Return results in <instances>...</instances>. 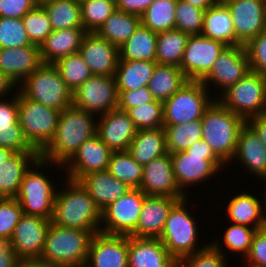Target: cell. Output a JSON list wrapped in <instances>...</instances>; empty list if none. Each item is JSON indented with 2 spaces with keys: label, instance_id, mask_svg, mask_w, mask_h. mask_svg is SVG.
Masks as SVG:
<instances>
[{
  "label": "cell",
  "instance_id": "1",
  "mask_svg": "<svg viewBox=\"0 0 266 267\" xmlns=\"http://www.w3.org/2000/svg\"><path fill=\"white\" fill-rule=\"evenodd\" d=\"M97 116L70 106L60 112L55 134L40 152V157L54 163L61 172L79 147L97 133ZM61 170V171H60Z\"/></svg>",
  "mask_w": 266,
  "mask_h": 267
},
{
  "label": "cell",
  "instance_id": "2",
  "mask_svg": "<svg viewBox=\"0 0 266 267\" xmlns=\"http://www.w3.org/2000/svg\"><path fill=\"white\" fill-rule=\"evenodd\" d=\"M64 181L61 189L57 187L51 222L64 228L100 232L101 210L93 198L79 181Z\"/></svg>",
  "mask_w": 266,
  "mask_h": 267
},
{
  "label": "cell",
  "instance_id": "3",
  "mask_svg": "<svg viewBox=\"0 0 266 267\" xmlns=\"http://www.w3.org/2000/svg\"><path fill=\"white\" fill-rule=\"evenodd\" d=\"M95 233L98 231L64 228L51 222L38 260L54 267H85Z\"/></svg>",
  "mask_w": 266,
  "mask_h": 267
},
{
  "label": "cell",
  "instance_id": "4",
  "mask_svg": "<svg viewBox=\"0 0 266 267\" xmlns=\"http://www.w3.org/2000/svg\"><path fill=\"white\" fill-rule=\"evenodd\" d=\"M170 154L176 182L188 197L189 192L185 188L203 184L217 174H221L222 169L227 168V165L202 138L186 151Z\"/></svg>",
  "mask_w": 266,
  "mask_h": 267
},
{
  "label": "cell",
  "instance_id": "5",
  "mask_svg": "<svg viewBox=\"0 0 266 267\" xmlns=\"http://www.w3.org/2000/svg\"><path fill=\"white\" fill-rule=\"evenodd\" d=\"M202 139L229 167L240 131L246 120L224 107L217 99L205 110L201 119Z\"/></svg>",
  "mask_w": 266,
  "mask_h": 267
},
{
  "label": "cell",
  "instance_id": "6",
  "mask_svg": "<svg viewBox=\"0 0 266 267\" xmlns=\"http://www.w3.org/2000/svg\"><path fill=\"white\" fill-rule=\"evenodd\" d=\"M188 199V196L179 199L172 206L164 229L159 237L165 248L177 262L189 255H193L195 252L203 250L210 244H197L200 242L198 239H201L199 237L200 232L196 218L193 217V211L191 210V214L188 208Z\"/></svg>",
  "mask_w": 266,
  "mask_h": 267
},
{
  "label": "cell",
  "instance_id": "7",
  "mask_svg": "<svg viewBox=\"0 0 266 267\" xmlns=\"http://www.w3.org/2000/svg\"><path fill=\"white\" fill-rule=\"evenodd\" d=\"M53 164L39 157L24 175L16 196L24 214L52 219L58 184L43 169H50Z\"/></svg>",
  "mask_w": 266,
  "mask_h": 267
},
{
  "label": "cell",
  "instance_id": "8",
  "mask_svg": "<svg viewBox=\"0 0 266 267\" xmlns=\"http://www.w3.org/2000/svg\"><path fill=\"white\" fill-rule=\"evenodd\" d=\"M17 89L27 98L62 111L73 103V92L54 64H42Z\"/></svg>",
  "mask_w": 266,
  "mask_h": 267
},
{
  "label": "cell",
  "instance_id": "9",
  "mask_svg": "<svg viewBox=\"0 0 266 267\" xmlns=\"http://www.w3.org/2000/svg\"><path fill=\"white\" fill-rule=\"evenodd\" d=\"M215 99L246 121L266 114V77L250 70Z\"/></svg>",
  "mask_w": 266,
  "mask_h": 267
},
{
  "label": "cell",
  "instance_id": "10",
  "mask_svg": "<svg viewBox=\"0 0 266 267\" xmlns=\"http://www.w3.org/2000/svg\"><path fill=\"white\" fill-rule=\"evenodd\" d=\"M212 96L201 81L188 80L173 96L163 102L164 126L202 119L205 110L215 100Z\"/></svg>",
  "mask_w": 266,
  "mask_h": 267
},
{
  "label": "cell",
  "instance_id": "11",
  "mask_svg": "<svg viewBox=\"0 0 266 267\" xmlns=\"http://www.w3.org/2000/svg\"><path fill=\"white\" fill-rule=\"evenodd\" d=\"M61 111L25 97L18 90V115L23 135L39 153L53 138Z\"/></svg>",
  "mask_w": 266,
  "mask_h": 267
},
{
  "label": "cell",
  "instance_id": "12",
  "mask_svg": "<svg viewBox=\"0 0 266 267\" xmlns=\"http://www.w3.org/2000/svg\"><path fill=\"white\" fill-rule=\"evenodd\" d=\"M146 196L140 188H131L109 204L101 211L100 232L136 237V227Z\"/></svg>",
  "mask_w": 266,
  "mask_h": 267
},
{
  "label": "cell",
  "instance_id": "13",
  "mask_svg": "<svg viewBox=\"0 0 266 267\" xmlns=\"http://www.w3.org/2000/svg\"><path fill=\"white\" fill-rule=\"evenodd\" d=\"M115 76L93 75L73 92L72 105L97 117L118 108Z\"/></svg>",
  "mask_w": 266,
  "mask_h": 267
},
{
  "label": "cell",
  "instance_id": "14",
  "mask_svg": "<svg viewBox=\"0 0 266 267\" xmlns=\"http://www.w3.org/2000/svg\"><path fill=\"white\" fill-rule=\"evenodd\" d=\"M250 71L248 55L244 45L227 46L217 57L210 72L201 80L210 91H219L218 96L229 86L236 84ZM213 84V85H212ZM210 85V86H209ZM213 88H211L212 86Z\"/></svg>",
  "mask_w": 266,
  "mask_h": 267
},
{
  "label": "cell",
  "instance_id": "15",
  "mask_svg": "<svg viewBox=\"0 0 266 267\" xmlns=\"http://www.w3.org/2000/svg\"><path fill=\"white\" fill-rule=\"evenodd\" d=\"M227 46L202 34L190 35L180 69L187 80L201 81Z\"/></svg>",
  "mask_w": 266,
  "mask_h": 267
},
{
  "label": "cell",
  "instance_id": "16",
  "mask_svg": "<svg viewBox=\"0 0 266 267\" xmlns=\"http://www.w3.org/2000/svg\"><path fill=\"white\" fill-rule=\"evenodd\" d=\"M230 10L235 46L245 45L266 30V0H222Z\"/></svg>",
  "mask_w": 266,
  "mask_h": 267
},
{
  "label": "cell",
  "instance_id": "17",
  "mask_svg": "<svg viewBox=\"0 0 266 267\" xmlns=\"http://www.w3.org/2000/svg\"><path fill=\"white\" fill-rule=\"evenodd\" d=\"M51 220L23 214L16 225L11 242L20 260H38L42 254Z\"/></svg>",
  "mask_w": 266,
  "mask_h": 267
},
{
  "label": "cell",
  "instance_id": "18",
  "mask_svg": "<svg viewBox=\"0 0 266 267\" xmlns=\"http://www.w3.org/2000/svg\"><path fill=\"white\" fill-rule=\"evenodd\" d=\"M112 151L97 135L86 140L63 166L68 179L79 181L83 176L108 169Z\"/></svg>",
  "mask_w": 266,
  "mask_h": 267
},
{
  "label": "cell",
  "instance_id": "19",
  "mask_svg": "<svg viewBox=\"0 0 266 267\" xmlns=\"http://www.w3.org/2000/svg\"><path fill=\"white\" fill-rule=\"evenodd\" d=\"M140 189L147 196H166L179 199L187 197L176 182L169 152L154 158L143 166Z\"/></svg>",
  "mask_w": 266,
  "mask_h": 267
},
{
  "label": "cell",
  "instance_id": "20",
  "mask_svg": "<svg viewBox=\"0 0 266 267\" xmlns=\"http://www.w3.org/2000/svg\"><path fill=\"white\" fill-rule=\"evenodd\" d=\"M79 54L93 75H115L120 59L119 47L100 37L96 32H87L84 35Z\"/></svg>",
  "mask_w": 266,
  "mask_h": 267
},
{
  "label": "cell",
  "instance_id": "21",
  "mask_svg": "<svg viewBox=\"0 0 266 267\" xmlns=\"http://www.w3.org/2000/svg\"><path fill=\"white\" fill-rule=\"evenodd\" d=\"M85 267H128V236L95 233Z\"/></svg>",
  "mask_w": 266,
  "mask_h": 267
},
{
  "label": "cell",
  "instance_id": "22",
  "mask_svg": "<svg viewBox=\"0 0 266 267\" xmlns=\"http://www.w3.org/2000/svg\"><path fill=\"white\" fill-rule=\"evenodd\" d=\"M136 132L129 114L118 108L99 116L97 120L96 135L112 152L128 151Z\"/></svg>",
  "mask_w": 266,
  "mask_h": 267
},
{
  "label": "cell",
  "instance_id": "23",
  "mask_svg": "<svg viewBox=\"0 0 266 267\" xmlns=\"http://www.w3.org/2000/svg\"><path fill=\"white\" fill-rule=\"evenodd\" d=\"M42 64L37 45L0 49V72L16 87Z\"/></svg>",
  "mask_w": 266,
  "mask_h": 267
},
{
  "label": "cell",
  "instance_id": "24",
  "mask_svg": "<svg viewBox=\"0 0 266 267\" xmlns=\"http://www.w3.org/2000/svg\"><path fill=\"white\" fill-rule=\"evenodd\" d=\"M235 161L241 164L244 172L246 170L247 173L253 174V178H258V181L266 177V148L247 122L240 131L236 150L229 164Z\"/></svg>",
  "mask_w": 266,
  "mask_h": 267
},
{
  "label": "cell",
  "instance_id": "25",
  "mask_svg": "<svg viewBox=\"0 0 266 267\" xmlns=\"http://www.w3.org/2000/svg\"><path fill=\"white\" fill-rule=\"evenodd\" d=\"M159 238L128 236V267H176Z\"/></svg>",
  "mask_w": 266,
  "mask_h": 267
},
{
  "label": "cell",
  "instance_id": "26",
  "mask_svg": "<svg viewBox=\"0 0 266 267\" xmlns=\"http://www.w3.org/2000/svg\"><path fill=\"white\" fill-rule=\"evenodd\" d=\"M12 92L11 100L0 99V147L14 152L37 151L25 139L19 123L18 89Z\"/></svg>",
  "mask_w": 266,
  "mask_h": 267
},
{
  "label": "cell",
  "instance_id": "27",
  "mask_svg": "<svg viewBox=\"0 0 266 267\" xmlns=\"http://www.w3.org/2000/svg\"><path fill=\"white\" fill-rule=\"evenodd\" d=\"M178 200L166 196H146L136 227V237L159 238L168 213Z\"/></svg>",
  "mask_w": 266,
  "mask_h": 267
},
{
  "label": "cell",
  "instance_id": "28",
  "mask_svg": "<svg viewBox=\"0 0 266 267\" xmlns=\"http://www.w3.org/2000/svg\"><path fill=\"white\" fill-rule=\"evenodd\" d=\"M79 182L88 191L101 211L131 189L126 183L115 178L108 170L85 175Z\"/></svg>",
  "mask_w": 266,
  "mask_h": 267
},
{
  "label": "cell",
  "instance_id": "29",
  "mask_svg": "<svg viewBox=\"0 0 266 267\" xmlns=\"http://www.w3.org/2000/svg\"><path fill=\"white\" fill-rule=\"evenodd\" d=\"M86 33L84 28L53 30L39 46L42 62L54 64L62 57L79 53Z\"/></svg>",
  "mask_w": 266,
  "mask_h": 267
},
{
  "label": "cell",
  "instance_id": "30",
  "mask_svg": "<svg viewBox=\"0 0 266 267\" xmlns=\"http://www.w3.org/2000/svg\"><path fill=\"white\" fill-rule=\"evenodd\" d=\"M225 212L230 223L245 225L255 229L266 227V221L263 216L262 200L250 192L237 193L231 196Z\"/></svg>",
  "mask_w": 266,
  "mask_h": 267
},
{
  "label": "cell",
  "instance_id": "31",
  "mask_svg": "<svg viewBox=\"0 0 266 267\" xmlns=\"http://www.w3.org/2000/svg\"><path fill=\"white\" fill-rule=\"evenodd\" d=\"M39 157L38 151L15 152L0 166V198H16L24 175Z\"/></svg>",
  "mask_w": 266,
  "mask_h": 267
},
{
  "label": "cell",
  "instance_id": "32",
  "mask_svg": "<svg viewBox=\"0 0 266 267\" xmlns=\"http://www.w3.org/2000/svg\"><path fill=\"white\" fill-rule=\"evenodd\" d=\"M201 34L226 46H235L234 24L230 10L222 0L205 10Z\"/></svg>",
  "mask_w": 266,
  "mask_h": 267
},
{
  "label": "cell",
  "instance_id": "33",
  "mask_svg": "<svg viewBox=\"0 0 266 267\" xmlns=\"http://www.w3.org/2000/svg\"><path fill=\"white\" fill-rule=\"evenodd\" d=\"M128 152L142 166L154 158L167 154L164 128L137 130Z\"/></svg>",
  "mask_w": 266,
  "mask_h": 267
},
{
  "label": "cell",
  "instance_id": "34",
  "mask_svg": "<svg viewBox=\"0 0 266 267\" xmlns=\"http://www.w3.org/2000/svg\"><path fill=\"white\" fill-rule=\"evenodd\" d=\"M156 65V61L119 60L114 75L117 91L148 87Z\"/></svg>",
  "mask_w": 266,
  "mask_h": 267
},
{
  "label": "cell",
  "instance_id": "35",
  "mask_svg": "<svg viewBox=\"0 0 266 267\" xmlns=\"http://www.w3.org/2000/svg\"><path fill=\"white\" fill-rule=\"evenodd\" d=\"M187 81L179 67L157 63L150 78L148 89L155 100L164 102L173 96Z\"/></svg>",
  "mask_w": 266,
  "mask_h": 267
},
{
  "label": "cell",
  "instance_id": "36",
  "mask_svg": "<svg viewBox=\"0 0 266 267\" xmlns=\"http://www.w3.org/2000/svg\"><path fill=\"white\" fill-rule=\"evenodd\" d=\"M157 33L140 24L134 34L119 47V60L156 61Z\"/></svg>",
  "mask_w": 266,
  "mask_h": 267
},
{
  "label": "cell",
  "instance_id": "37",
  "mask_svg": "<svg viewBox=\"0 0 266 267\" xmlns=\"http://www.w3.org/2000/svg\"><path fill=\"white\" fill-rule=\"evenodd\" d=\"M140 24V16L115 9L96 33L120 47L134 34Z\"/></svg>",
  "mask_w": 266,
  "mask_h": 267
},
{
  "label": "cell",
  "instance_id": "38",
  "mask_svg": "<svg viewBox=\"0 0 266 267\" xmlns=\"http://www.w3.org/2000/svg\"><path fill=\"white\" fill-rule=\"evenodd\" d=\"M39 4L47 12L53 30L84 28L79 0H41Z\"/></svg>",
  "mask_w": 266,
  "mask_h": 267
},
{
  "label": "cell",
  "instance_id": "39",
  "mask_svg": "<svg viewBox=\"0 0 266 267\" xmlns=\"http://www.w3.org/2000/svg\"><path fill=\"white\" fill-rule=\"evenodd\" d=\"M189 36L176 29L157 33L156 62L180 67Z\"/></svg>",
  "mask_w": 266,
  "mask_h": 267
},
{
  "label": "cell",
  "instance_id": "40",
  "mask_svg": "<svg viewBox=\"0 0 266 267\" xmlns=\"http://www.w3.org/2000/svg\"><path fill=\"white\" fill-rule=\"evenodd\" d=\"M256 232L257 229L253 227L231 223L225 229L223 236L221 237V241L220 239H216L214 241L211 240L210 244L225 256L228 252V254L233 252V254L235 253L240 255V257L242 256V260H244L249 253L252 239Z\"/></svg>",
  "mask_w": 266,
  "mask_h": 267
},
{
  "label": "cell",
  "instance_id": "41",
  "mask_svg": "<svg viewBox=\"0 0 266 267\" xmlns=\"http://www.w3.org/2000/svg\"><path fill=\"white\" fill-rule=\"evenodd\" d=\"M177 1L154 0L140 16L141 24L156 33L173 30Z\"/></svg>",
  "mask_w": 266,
  "mask_h": 267
},
{
  "label": "cell",
  "instance_id": "42",
  "mask_svg": "<svg viewBox=\"0 0 266 267\" xmlns=\"http://www.w3.org/2000/svg\"><path fill=\"white\" fill-rule=\"evenodd\" d=\"M107 170L129 187L140 188L143 166L138 164L128 151L112 152Z\"/></svg>",
  "mask_w": 266,
  "mask_h": 267
},
{
  "label": "cell",
  "instance_id": "43",
  "mask_svg": "<svg viewBox=\"0 0 266 267\" xmlns=\"http://www.w3.org/2000/svg\"><path fill=\"white\" fill-rule=\"evenodd\" d=\"M166 134V147L169 153L186 151L202 138V122L200 120L179 125L163 126Z\"/></svg>",
  "mask_w": 266,
  "mask_h": 267
},
{
  "label": "cell",
  "instance_id": "44",
  "mask_svg": "<svg viewBox=\"0 0 266 267\" xmlns=\"http://www.w3.org/2000/svg\"><path fill=\"white\" fill-rule=\"evenodd\" d=\"M54 65L72 92L93 76L90 68L79 53L62 57Z\"/></svg>",
  "mask_w": 266,
  "mask_h": 267
},
{
  "label": "cell",
  "instance_id": "45",
  "mask_svg": "<svg viewBox=\"0 0 266 267\" xmlns=\"http://www.w3.org/2000/svg\"><path fill=\"white\" fill-rule=\"evenodd\" d=\"M81 21L86 32H97L116 9L115 0L80 1Z\"/></svg>",
  "mask_w": 266,
  "mask_h": 267
},
{
  "label": "cell",
  "instance_id": "46",
  "mask_svg": "<svg viewBox=\"0 0 266 267\" xmlns=\"http://www.w3.org/2000/svg\"><path fill=\"white\" fill-rule=\"evenodd\" d=\"M22 21L27 36L33 45L40 46L53 31L49 16L40 4L33 10L27 12L22 17Z\"/></svg>",
  "mask_w": 266,
  "mask_h": 267
},
{
  "label": "cell",
  "instance_id": "47",
  "mask_svg": "<svg viewBox=\"0 0 266 267\" xmlns=\"http://www.w3.org/2000/svg\"><path fill=\"white\" fill-rule=\"evenodd\" d=\"M137 130L163 128V102L142 104L127 111Z\"/></svg>",
  "mask_w": 266,
  "mask_h": 267
},
{
  "label": "cell",
  "instance_id": "48",
  "mask_svg": "<svg viewBox=\"0 0 266 267\" xmlns=\"http://www.w3.org/2000/svg\"><path fill=\"white\" fill-rule=\"evenodd\" d=\"M205 10L178 0L175 10V28L189 35L201 34Z\"/></svg>",
  "mask_w": 266,
  "mask_h": 267
},
{
  "label": "cell",
  "instance_id": "49",
  "mask_svg": "<svg viewBox=\"0 0 266 267\" xmlns=\"http://www.w3.org/2000/svg\"><path fill=\"white\" fill-rule=\"evenodd\" d=\"M33 45L29 40L22 18L0 17V49Z\"/></svg>",
  "mask_w": 266,
  "mask_h": 267
},
{
  "label": "cell",
  "instance_id": "50",
  "mask_svg": "<svg viewBox=\"0 0 266 267\" xmlns=\"http://www.w3.org/2000/svg\"><path fill=\"white\" fill-rule=\"evenodd\" d=\"M23 214L17 198H0V237L11 238Z\"/></svg>",
  "mask_w": 266,
  "mask_h": 267
},
{
  "label": "cell",
  "instance_id": "51",
  "mask_svg": "<svg viewBox=\"0 0 266 267\" xmlns=\"http://www.w3.org/2000/svg\"><path fill=\"white\" fill-rule=\"evenodd\" d=\"M228 256L216 250L211 244L178 262L180 267H229Z\"/></svg>",
  "mask_w": 266,
  "mask_h": 267
},
{
  "label": "cell",
  "instance_id": "52",
  "mask_svg": "<svg viewBox=\"0 0 266 267\" xmlns=\"http://www.w3.org/2000/svg\"><path fill=\"white\" fill-rule=\"evenodd\" d=\"M244 46L250 70L266 77V30L250 39Z\"/></svg>",
  "mask_w": 266,
  "mask_h": 267
},
{
  "label": "cell",
  "instance_id": "53",
  "mask_svg": "<svg viewBox=\"0 0 266 267\" xmlns=\"http://www.w3.org/2000/svg\"><path fill=\"white\" fill-rule=\"evenodd\" d=\"M245 267H266V227L255 233L248 255L242 261Z\"/></svg>",
  "mask_w": 266,
  "mask_h": 267
},
{
  "label": "cell",
  "instance_id": "54",
  "mask_svg": "<svg viewBox=\"0 0 266 267\" xmlns=\"http://www.w3.org/2000/svg\"><path fill=\"white\" fill-rule=\"evenodd\" d=\"M118 94V109L125 112L133 107L155 101L148 87L132 91H118Z\"/></svg>",
  "mask_w": 266,
  "mask_h": 267
},
{
  "label": "cell",
  "instance_id": "55",
  "mask_svg": "<svg viewBox=\"0 0 266 267\" xmlns=\"http://www.w3.org/2000/svg\"><path fill=\"white\" fill-rule=\"evenodd\" d=\"M38 4L39 0H0V17L22 18Z\"/></svg>",
  "mask_w": 266,
  "mask_h": 267
},
{
  "label": "cell",
  "instance_id": "56",
  "mask_svg": "<svg viewBox=\"0 0 266 267\" xmlns=\"http://www.w3.org/2000/svg\"><path fill=\"white\" fill-rule=\"evenodd\" d=\"M19 260L14 252L11 238L0 237V267H15Z\"/></svg>",
  "mask_w": 266,
  "mask_h": 267
},
{
  "label": "cell",
  "instance_id": "57",
  "mask_svg": "<svg viewBox=\"0 0 266 267\" xmlns=\"http://www.w3.org/2000/svg\"><path fill=\"white\" fill-rule=\"evenodd\" d=\"M154 0H115L116 9L141 16Z\"/></svg>",
  "mask_w": 266,
  "mask_h": 267
},
{
  "label": "cell",
  "instance_id": "58",
  "mask_svg": "<svg viewBox=\"0 0 266 267\" xmlns=\"http://www.w3.org/2000/svg\"><path fill=\"white\" fill-rule=\"evenodd\" d=\"M246 122L258 134L262 144L266 148V114L249 118Z\"/></svg>",
  "mask_w": 266,
  "mask_h": 267
},
{
  "label": "cell",
  "instance_id": "59",
  "mask_svg": "<svg viewBox=\"0 0 266 267\" xmlns=\"http://www.w3.org/2000/svg\"><path fill=\"white\" fill-rule=\"evenodd\" d=\"M16 91L17 87L3 74L0 72V99L7 98L10 96L12 92ZM7 96V97H5Z\"/></svg>",
  "mask_w": 266,
  "mask_h": 267
},
{
  "label": "cell",
  "instance_id": "60",
  "mask_svg": "<svg viewBox=\"0 0 266 267\" xmlns=\"http://www.w3.org/2000/svg\"><path fill=\"white\" fill-rule=\"evenodd\" d=\"M182 1H185L203 10H207L208 8L217 4L220 0H182Z\"/></svg>",
  "mask_w": 266,
  "mask_h": 267
},
{
  "label": "cell",
  "instance_id": "61",
  "mask_svg": "<svg viewBox=\"0 0 266 267\" xmlns=\"http://www.w3.org/2000/svg\"><path fill=\"white\" fill-rule=\"evenodd\" d=\"M15 267H54L40 260H19Z\"/></svg>",
  "mask_w": 266,
  "mask_h": 267
},
{
  "label": "cell",
  "instance_id": "62",
  "mask_svg": "<svg viewBox=\"0 0 266 267\" xmlns=\"http://www.w3.org/2000/svg\"><path fill=\"white\" fill-rule=\"evenodd\" d=\"M14 153L15 152L11 149L0 147V166L3 165L5 161H8Z\"/></svg>",
  "mask_w": 266,
  "mask_h": 267
},
{
  "label": "cell",
  "instance_id": "63",
  "mask_svg": "<svg viewBox=\"0 0 266 267\" xmlns=\"http://www.w3.org/2000/svg\"><path fill=\"white\" fill-rule=\"evenodd\" d=\"M261 181H262V183H261ZM263 182H264V184H266V177L265 178H262L261 180H260V183L261 184H263ZM266 185H265V187H264V193H262L263 194V197L264 198H262L261 200L263 201L262 202V210H263V216H264V219H265V221H266ZM264 204V205H263Z\"/></svg>",
  "mask_w": 266,
  "mask_h": 267
}]
</instances>
